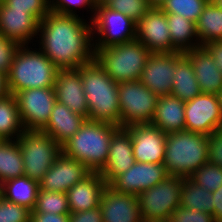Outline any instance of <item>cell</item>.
Wrapping results in <instances>:
<instances>
[{
  "label": "cell",
  "instance_id": "6da1fadb",
  "mask_svg": "<svg viewBox=\"0 0 222 222\" xmlns=\"http://www.w3.org/2000/svg\"><path fill=\"white\" fill-rule=\"evenodd\" d=\"M50 11L40 22L39 49L60 69H77L94 60L91 21Z\"/></svg>",
  "mask_w": 222,
  "mask_h": 222
},
{
  "label": "cell",
  "instance_id": "7a4b0ae2",
  "mask_svg": "<svg viewBox=\"0 0 222 222\" xmlns=\"http://www.w3.org/2000/svg\"><path fill=\"white\" fill-rule=\"evenodd\" d=\"M88 103L87 120L120 126L118 83L95 61L77 68Z\"/></svg>",
  "mask_w": 222,
  "mask_h": 222
},
{
  "label": "cell",
  "instance_id": "3957f363",
  "mask_svg": "<svg viewBox=\"0 0 222 222\" xmlns=\"http://www.w3.org/2000/svg\"><path fill=\"white\" fill-rule=\"evenodd\" d=\"M120 128L107 122L86 120L81 128L62 145V153L100 173L109 153L111 137Z\"/></svg>",
  "mask_w": 222,
  "mask_h": 222
},
{
  "label": "cell",
  "instance_id": "277c9868",
  "mask_svg": "<svg viewBox=\"0 0 222 222\" xmlns=\"http://www.w3.org/2000/svg\"><path fill=\"white\" fill-rule=\"evenodd\" d=\"M58 71L39 48L21 45L7 75L8 91L15 95L21 90L54 87Z\"/></svg>",
  "mask_w": 222,
  "mask_h": 222
},
{
  "label": "cell",
  "instance_id": "5b68a950",
  "mask_svg": "<svg viewBox=\"0 0 222 222\" xmlns=\"http://www.w3.org/2000/svg\"><path fill=\"white\" fill-rule=\"evenodd\" d=\"M208 136L180 131L167 134L163 165L169 175L190 177L208 162Z\"/></svg>",
  "mask_w": 222,
  "mask_h": 222
},
{
  "label": "cell",
  "instance_id": "8992f818",
  "mask_svg": "<svg viewBox=\"0 0 222 222\" xmlns=\"http://www.w3.org/2000/svg\"><path fill=\"white\" fill-rule=\"evenodd\" d=\"M95 61L117 83L140 80L151 52L138 40L94 48Z\"/></svg>",
  "mask_w": 222,
  "mask_h": 222
},
{
  "label": "cell",
  "instance_id": "52a82bcc",
  "mask_svg": "<svg viewBox=\"0 0 222 222\" xmlns=\"http://www.w3.org/2000/svg\"><path fill=\"white\" fill-rule=\"evenodd\" d=\"M17 143L23 159L24 175L40 182L62 154V146L41 130H25Z\"/></svg>",
  "mask_w": 222,
  "mask_h": 222
},
{
  "label": "cell",
  "instance_id": "ba28073f",
  "mask_svg": "<svg viewBox=\"0 0 222 222\" xmlns=\"http://www.w3.org/2000/svg\"><path fill=\"white\" fill-rule=\"evenodd\" d=\"M183 177L168 175L163 181L146 189L138 197L143 222L171 219L180 206Z\"/></svg>",
  "mask_w": 222,
  "mask_h": 222
},
{
  "label": "cell",
  "instance_id": "9c48e42d",
  "mask_svg": "<svg viewBox=\"0 0 222 222\" xmlns=\"http://www.w3.org/2000/svg\"><path fill=\"white\" fill-rule=\"evenodd\" d=\"M118 93L121 128L151 123L160 97L158 94L150 91L140 80L118 83Z\"/></svg>",
  "mask_w": 222,
  "mask_h": 222
},
{
  "label": "cell",
  "instance_id": "30bf717a",
  "mask_svg": "<svg viewBox=\"0 0 222 222\" xmlns=\"http://www.w3.org/2000/svg\"><path fill=\"white\" fill-rule=\"evenodd\" d=\"M91 25L93 48H106L136 40L137 23L105 4L95 6Z\"/></svg>",
  "mask_w": 222,
  "mask_h": 222
},
{
  "label": "cell",
  "instance_id": "8fae6325",
  "mask_svg": "<svg viewBox=\"0 0 222 222\" xmlns=\"http://www.w3.org/2000/svg\"><path fill=\"white\" fill-rule=\"evenodd\" d=\"M15 96L25 130H41L57 101L54 87L21 90Z\"/></svg>",
  "mask_w": 222,
  "mask_h": 222
},
{
  "label": "cell",
  "instance_id": "7c38bea8",
  "mask_svg": "<svg viewBox=\"0 0 222 222\" xmlns=\"http://www.w3.org/2000/svg\"><path fill=\"white\" fill-rule=\"evenodd\" d=\"M222 129V112L216 94L200 93L185 102V130L210 136Z\"/></svg>",
  "mask_w": 222,
  "mask_h": 222
},
{
  "label": "cell",
  "instance_id": "4fadbf2b",
  "mask_svg": "<svg viewBox=\"0 0 222 222\" xmlns=\"http://www.w3.org/2000/svg\"><path fill=\"white\" fill-rule=\"evenodd\" d=\"M136 40L151 53L178 52L172 46L166 13L158 7H151L137 22Z\"/></svg>",
  "mask_w": 222,
  "mask_h": 222
},
{
  "label": "cell",
  "instance_id": "5bb4252c",
  "mask_svg": "<svg viewBox=\"0 0 222 222\" xmlns=\"http://www.w3.org/2000/svg\"><path fill=\"white\" fill-rule=\"evenodd\" d=\"M183 55V52L151 53L142 71L140 82L159 96L171 95L176 62Z\"/></svg>",
  "mask_w": 222,
  "mask_h": 222
},
{
  "label": "cell",
  "instance_id": "9a60e30c",
  "mask_svg": "<svg viewBox=\"0 0 222 222\" xmlns=\"http://www.w3.org/2000/svg\"><path fill=\"white\" fill-rule=\"evenodd\" d=\"M135 162L163 164L167 134L151 124L129 125Z\"/></svg>",
  "mask_w": 222,
  "mask_h": 222
},
{
  "label": "cell",
  "instance_id": "2e32d148",
  "mask_svg": "<svg viewBox=\"0 0 222 222\" xmlns=\"http://www.w3.org/2000/svg\"><path fill=\"white\" fill-rule=\"evenodd\" d=\"M168 175L163 164L135 162L126 172L117 176L109 186L117 192L137 196L163 181Z\"/></svg>",
  "mask_w": 222,
  "mask_h": 222
},
{
  "label": "cell",
  "instance_id": "e0dca14e",
  "mask_svg": "<svg viewBox=\"0 0 222 222\" xmlns=\"http://www.w3.org/2000/svg\"><path fill=\"white\" fill-rule=\"evenodd\" d=\"M91 173L85 164L62 153L39 182V189L66 193Z\"/></svg>",
  "mask_w": 222,
  "mask_h": 222
},
{
  "label": "cell",
  "instance_id": "ac0fdd59",
  "mask_svg": "<svg viewBox=\"0 0 222 222\" xmlns=\"http://www.w3.org/2000/svg\"><path fill=\"white\" fill-rule=\"evenodd\" d=\"M39 21L28 10H13L0 0V34L20 45L34 46L37 39Z\"/></svg>",
  "mask_w": 222,
  "mask_h": 222
},
{
  "label": "cell",
  "instance_id": "d6986e66",
  "mask_svg": "<svg viewBox=\"0 0 222 222\" xmlns=\"http://www.w3.org/2000/svg\"><path fill=\"white\" fill-rule=\"evenodd\" d=\"M103 222H143L138 197L120 193L106 185L100 198Z\"/></svg>",
  "mask_w": 222,
  "mask_h": 222
},
{
  "label": "cell",
  "instance_id": "ffe728a7",
  "mask_svg": "<svg viewBox=\"0 0 222 222\" xmlns=\"http://www.w3.org/2000/svg\"><path fill=\"white\" fill-rule=\"evenodd\" d=\"M135 163L131 134L119 128L111 137L106 164L100 175L109 185L117 176L126 172Z\"/></svg>",
  "mask_w": 222,
  "mask_h": 222
},
{
  "label": "cell",
  "instance_id": "44dd1931",
  "mask_svg": "<svg viewBox=\"0 0 222 222\" xmlns=\"http://www.w3.org/2000/svg\"><path fill=\"white\" fill-rule=\"evenodd\" d=\"M56 100L71 111L88 117V103L78 69H60L54 84Z\"/></svg>",
  "mask_w": 222,
  "mask_h": 222
},
{
  "label": "cell",
  "instance_id": "7402d4cb",
  "mask_svg": "<svg viewBox=\"0 0 222 222\" xmlns=\"http://www.w3.org/2000/svg\"><path fill=\"white\" fill-rule=\"evenodd\" d=\"M184 55L192 63L201 93L218 95L222 90V72L209 51L200 46L186 51Z\"/></svg>",
  "mask_w": 222,
  "mask_h": 222
},
{
  "label": "cell",
  "instance_id": "603a6c76",
  "mask_svg": "<svg viewBox=\"0 0 222 222\" xmlns=\"http://www.w3.org/2000/svg\"><path fill=\"white\" fill-rule=\"evenodd\" d=\"M106 182L98 172L76 183L67 192L70 213L92 210L100 205V198Z\"/></svg>",
  "mask_w": 222,
  "mask_h": 222
},
{
  "label": "cell",
  "instance_id": "cb8c5ba5",
  "mask_svg": "<svg viewBox=\"0 0 222 222\" xmlns=\"http://www.w3.org/2000/svg\"><path fill=\"white\" fill-rule=\"evenodd\" d=\"M87 118L71 111L65 104L55 102L47 124L41 131L50 135L61 146L85 123Z\"/></svg>",
  "mask_w": 222,
  "mask_h": 222
},
{
  "label": "cell",
  "instance_id": "d4e9b609",
  "mask_svg": "<svg viewBox=\"0 0 222 222\" xmlns=\"http://www.w3.org/2000/svg\"><path fill=\"white\" fill-rule=\"evenodd\" d=\"M150 124L166 134L185 131V102L172 95L160 96Z\"/></svg>",
  "mask_w": 222,
  "mask_h": 222
},
{
  "label": "cell",
  "instance_id": "484cf974",
  "mask_svg": "<svg viewBox=\"0 0 222 222\" xmlns=\"http://www.w3.org/2000/svg\"><path fill=\"white\" fill-rule=\"evenodd\" d=\"M39 183L27 176L5 181L0 185V195L6 200L33 210L36 204Z\"/></svg>",
  "mask_w": 222,
  "mask_h": 222
},
{
  "label": "cell",
  "instance_id": "4316f807",
  "mask_svg": "<svg viewBox=\"0 0 222 222\" xmlns=\"http://www.w3.org/2000/svg\"><path fill=\"white\" fill-rule=\"evenodd\" d=\"M166 18L172 46L178 52L185 53L188 50L200 47L194 22L181 15L172 13H166Z\"/></svg>",
  "mask_w": 222,
  "mask_h": 222
},
{
  "label": "cell",
  "instance_id": "83f0119b",
  "mask_svg": "<svg viewBox=\"0 0 222 222\" xmlns=\"http://www.w3.org/2000/svg\"><path fill=\"white\" fill-rule=\"evenodd\" d=\"M201 93L191 61L183 55L176 62L171 95L186 102Z\"/></svg>",
  "mask_w": 222,
  "mask_h": 222
},
{
  "label": "cell",
  "instance_id": "f1b7e54d",
  "mask_svg": "<svg viewBox=\"0 0 222 222\" xmlns=\"http://www.w3.org/2000/svg\"><path fill=\"white\" fill-rule=\"evenodd\" d=\"M24 131L16 96L9 93L0 98V140H16Z\"/></svg>",
  "mask_w": 222,
  "mask_h": 222
},
{
  "label": "cell",
  "instance_id": "f546056e",
  "mask_svg": "<svg viewBox=\"0 0 222 222\" xmlns=\"http://www.w3.org/2000/svg\"><path fill=\"white\" fill-rule=\"evenodd\" d=\"M195 24L200 46L222 40V9L213 1L209 0Z\"/></svg>",
  "mask_w": 222,
  "mask_h": 222
},
{
  "label": "cell",
  "instance_id": "4dcf8cb0",
  "mask_svg": "<svg viewBox=\"0 0 222 222\" xmlns=\"http://www.w3.org/2000/svg\"><path fill=\"white\" fill-rule=\"evenodd\" d=\"M24 176L21 150L16 140H0V185L7 180Z\"/></svg>",
  "mask_w": 222,
  "mask_h": 222
},
{
  "label": "cell",
  "instance_id": "1f68e13d",
  "mask_svg": "<svg viewBox=\"0 0 222 222\" xmlns=\"http://www.w3.org/2000/svg\"><path fill=\"white\" fill-rule=\"evenodd\" d=\"M211 192L194 183L189 177L183 178L180 206L208 212L214 216Z\"/></svg>",
  "mask_w": 222,
  "mask_h": 222
},
{
  "label": "cell",
  "instance_id": "d6a6232c",
  "mask_svg": "<svg viewBox=\"0 0 222 222\" xmlns=\"http://www.w3.org/2000/svg\"><path fill=\"white\" fill-rule=\"evenodd\" d=\"M31 213L70 214L67 194L39 189Z\"/></svg>",
  "mask_w": 222,
  "mask_h": 222
},
{
  "label": "cell",
  "instance_id": "836d02e7",
  "mask_svg": "<svg viewBox=\"0 0 222 222\" xmlns=\"http://www.w3.org/2000/svg\"><path fill=\"white\" fill-rule=\"evenodd\" d=\"M209 0H165L159 7L164 13L181 15L196 23Z\"/></svg>",
  "mask_w": 222,
  "mask_h": 222
},
{
  "label": "cell",
  "instance_id": "e575fe53",
  "mask_svg": "<svg viewBox=\"0 0 222 222\" xmlns=\"http://www.w3.org/2000/svg\"><path fill=\"white\" fill-rule=\"evenodd\" d=\"M189 178L194 183L212 193L222 185V167L207 162L197 169Z\"/></svg>",
  "mask_w": 222,
  "mask_h": 222
},
{
  "label": "cell",
  "instance_id": "d590c367",
  "mask_svg": "<svg viewBox=\"0 0 222 222\" xmlns=\"http://www.w3.org/2000/svg\"><path fill=\"white\" fill-rule=\"evenodd\" d=\"M105 5L132 18L136 23L151 8L147 0H109Z\"/></svg>",
  "mask_w": 222,
  "mask_h": 222
},
{
  "label": "cell",
  "instance_id": "8d00e7d4",
  "mask_svg": "<svg viewBox=\"0 0 222 222\" xmlns=\"http://www.w3.org/2000/svg\"><path fill=\"white\" fill-rule=\"evenodd\" d=\"M83 8L87 12L90 11V19L92 20L95 14V3L93 0H50V10L63 14L79 16L76 10Z\"/></svg>",
  "mask_w": 222,
  "mask_h": 222
},
{
  "label": "cell",
  "instance_id": "74e56055",
  "mask_svg": "<svg viewBox=\"0 0 222 222\" xmlns=\"http://www.w3.org/2000/svg\"><path fill=\"white\" fill-rule=\"evenodd\" d=\"M31 210L0 195V222H30Z\"/></svg>",
  "mask_w": 222,
  "mask_h": 222
},
{
  "label": "cell",
  "instance_id": "f35d334b",
  "mask_svg": "<svg viewBox=\"0 0 222 222\" xmlns=\"http://www.w3.org/2000/svg\"><path fill=\"white\" fill-rule=\"evenodd\" d=\"M13 10H28L39 22L51 11L50 0H3Z\"/></svg>",
  "mask_w": 222,
  "mask_h": 222
},
{
  "label": "cell",
  "instance_id": "ab89813d",
  "mask_svg": "<svg viewBox=\"0 0 222 222\" xmlns=\"http://www.w3.org/2000/svg\"><path fill=\"white\" fill-rule=\"evenodd\" d=\"M20 44L0 34V71L8 75Z\"/></svg>",
  "mask_w": 222,
  "mask_h": 222
},
{
  "label": "cell",
  "instance_id": "60d3db41",
  "mask_svg": "<svg viewBox=\"0 0 222 222\" xmlns=\"http://www.w3.org/2000/svg\"><path fill=\"white\" fill-rule=\"evenodd\" d=\"M174 222H216L211 213L179 206L172 215Z\"/></svg>",
  "mask_w": 222,
  "mask_h": 222
},
{
  "label": "cell",
  "instance_id": "b9f144b4",
  "mask_svg": "<svg viewBox=\"0 0 222 222\" xmlns=\"http://www.w3.org/2000/svg\"><path fill=\"white\" fill-rule=\"evenodd\" d=\"M208 162L222 167V129L208 136Z\"/></svg>",
  "mask_w": 222,
  "mask_h": 222
},
{
  "label": "cell",
  "instance_id": "7bdbcfd3",
  "mask_svg": "<svg viewBox=\"0 0 222 222\" xmlns=\"http://www.w3.org/2000/svg\"><path fill=\"white\" fill-rule=\"evenodd\" d=\"M69 222H103L100 206L92 210L70 213Z\"/></svg>",
  "mask_w": 222,
  "mask_h": 222
},
{
  "label": "cell",
  "instance_id": "ee69618b",
  "mask_svg": "<svg viewBox=\"0 0 222 222\" xmlns=\"http://www.w3.org/2000/svg\"><path fill=\"white\" fill-rule=\"evenodd\" d=\"M30 222H69V214L31 213Z\"/></svg>",
  "mask_w": 222,
  "mask_h": 222
},
{
  "label": "cell",
  "instance_id": "f6af8a7d",
  "mask_svg": "<svg viewBox=\"0 0 222 222\" xmlns=\"http://www.w3.org/2000/svg\"><path fill=\"white\" fill-rule=\"evenodd\" d=\"M204 47L212 55L217 67L222 72V40L221 41H211L204 45Z\"/></svg>",
  "mask_w": 222,
  "mask_h": 222
},
{
  "label": "cell",
  "instance_id": "bcb514c9",
  "mask_svg": "<svg viewBox=\"0 0 222 222\" xmlns=\"http://www.w3.org/2000/svg\"><path fill=\"white\" fill-rule=\"evenodd\" d=\"M212 206H214V218L216 222L222 219V185L219 189L212 192Z\"/></svg>",
  "mask_w": 222,
  "mask_h": 222
},
{
  "label": "cell",
  "instance_id": "7dc6e473",
  "mask_svg": "<svg viewBox=\"0 0 222 222\" xmlns=\"http://www.w3.org/2000/svg\"><path fill=\"white\" fill-rule=\"evenodd\" d=\"M9 94L7 87V75L0 71V98Z\"/></svg>",
  "mask_w": 222,
  "mask_h": 222
},
{
  "label": "cell",
  "instance_id": "c3c4849f",
  "mask_svg": "<svg viewBox=\"0 0 222 222\" xmlns=\"http://www.w3.org/2000/svg\"><path fill=\"white\" fill-rule=\"evenodd\" d=\"M165 0H147L148 4L151 7H160L161 4L164 2Z\"/></svg>",
  "mask_w": 222,
  "mask_h": 222
},
{
  "label": "cell",
  "instance_id": "681fc988",
  "mask_svg": "<svg viewBox=\"0 0 222 222\" xmlns=\"http://www.w3.org/2000/svg\"><path fill=\"white\" fill-rule=\"evenodd\" d=\"M219 8L222 9V0H211Z\"/></svg>",
  "mask_w": 222,
  "mask_h": 222
},
{
  "label": "cell",
  "instance_id": "f907efd6",
  "mask_svg": "<svg viewBox=\"0 0 222 222\" xmlns=\"http://www.w3.org/2000/svg\"><path fill=\"white\" fill-rule=\"evenodd\" d=\"M93 1L95 3V6H97V5L105 4L109 0H93Z\"/></svg>",
  "mask_w": 222,
  "mask_h": 222
},
{
  "label": "cell",
  "instance_id": "816d5d0a",
  "mask_svg": "<svg viewBox=\"0 0 222 222\" xmlns=\"http://www.w3.org/2000/svg\"><path fill=\"white\" fill-rule=\"evenodd\" d=\"M219 101H220V107H221V112H222V90L218 94Z\"/></svg>",
  "mask_w": 222,
  "mask_h": 222
},
{
  "label": "cell",
  "instance_id": "f5cc1de1",
  "mask_svg": "<svg viewBox=\"0 0 222 222\" xmlns=\"http://www.w3.org/2000/svg\"><path fill=\"white\" fill-rule=\"evenodd\" d=\"M154 222H174L173 219H166V220H160V221H154Z\"/></svg>",
  "mask_w": 222,
  "mask_h": 222
}]
</instances>
